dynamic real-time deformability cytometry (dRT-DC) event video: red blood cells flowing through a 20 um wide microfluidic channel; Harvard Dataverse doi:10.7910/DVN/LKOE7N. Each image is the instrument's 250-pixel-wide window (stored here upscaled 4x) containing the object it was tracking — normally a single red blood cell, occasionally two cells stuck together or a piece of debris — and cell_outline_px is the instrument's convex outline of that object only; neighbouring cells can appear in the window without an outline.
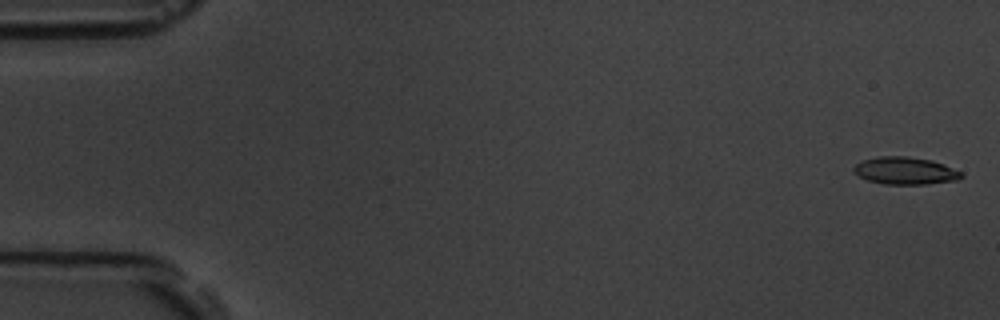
{"species": "common noctule bat (a hibernating species)", "species_latin": "Nyctalus noctula", "temperature_condition": "room temperature", "stored_images_in_passage": 10, "camera_frame_rate_fps": 3000, "um_per_image_px": 0.085, "animal": {"sex": "male", "body_mass_g": 19.5, "forearm_length_mm": 54.6}, "frame": {"image": 1, "passage_image": 1, "time_ms": 0.0, "image_size_px": [1000, 320], "cell_outline_px": [[964, 176], [960, 180], [924, 184], [884, 184], [868, 180], [860, 176], [852, 168], [856, 164], [864, 160], [876, 156], [908, 156], [932, 160], [944, 164], [964, 172]], "centroid_in_image_um": [77.01, 14.51], "position_along_channel_um": 8.0, "area_um2": 17.28}}
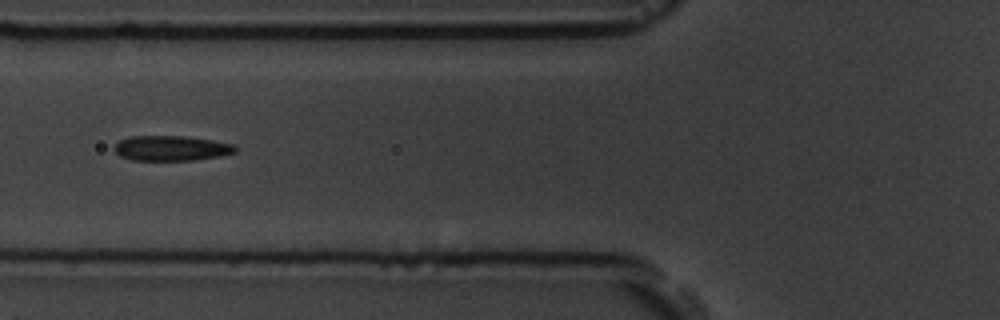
{"frame": {"image": 2, "passage_image": 7, "time_ms": 7.0, "image_size_px": [1000, 320], "cell_outline_px": [[236, 152], [216, 156], [192, 160], [132, 160], [120, 156], [112, 148], [120, 140], [128, 136], [184, 136], [212, 140], [232, 144], [236, 148]], "centroid_in_image_um": [14.5, 12.59], "position_along_channel_um": 111.3, "area_um2": 17.51}}
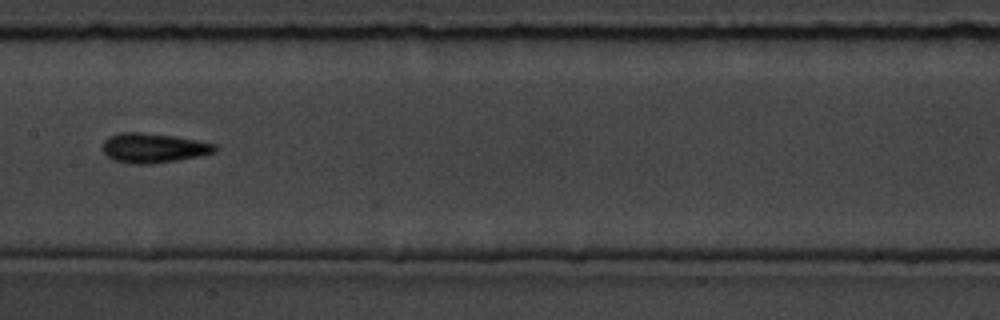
{"frame": {"image": 3, "passage_image": 9, "time_ms": 9.333, "image_size_px": [1000, 320], "cell_outline_px": [[216, 152], [176, 160], [148, 164], [132, 164], [112, 160], [104, 152], [104, 140], [108, 136], [120, 132], [140, 132], [176, 136], [216, 144]], "centroid_in_image_um": [13.01, 12.57], "position_along_channel_um": 194.4, "area_um2": 19.25}}